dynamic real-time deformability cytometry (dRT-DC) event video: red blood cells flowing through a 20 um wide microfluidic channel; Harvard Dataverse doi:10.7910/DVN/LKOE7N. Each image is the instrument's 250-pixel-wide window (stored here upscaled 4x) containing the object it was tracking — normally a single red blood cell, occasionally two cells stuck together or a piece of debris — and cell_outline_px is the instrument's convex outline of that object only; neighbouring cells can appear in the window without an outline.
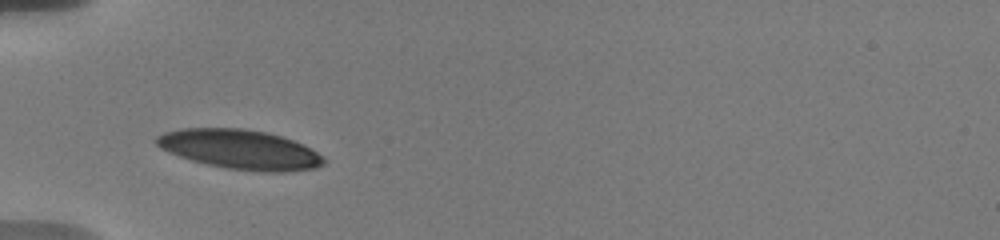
{"species": "human", "species_latin": "Homo sapiens", "temperature_condition": "warm", "stored_images_in_passage": 25, "camera_frame_rate_fps": 3000, "um_per_image_px": 0.085, "donor": {"sex": "male"}, "frame": {"image": 1, "passage_image": 1, "time_ms": 0.0, "image_size_px": [1000, 240], "cell_outline_px": [[324, 164], [316, 168], [288, 172], [260, 172], [228, 168], [208, 164], [192, 160], [168, 152], [160, 148], [152, 140], [156, 136], [164, 132], [180, 128], [244, 128], [268, 132], [292, 140], [324, 156]], "centroid_in_image_um": [20.37, 12.7], "position_along_channel_um": 64.6, "area_um2": 38.55}}
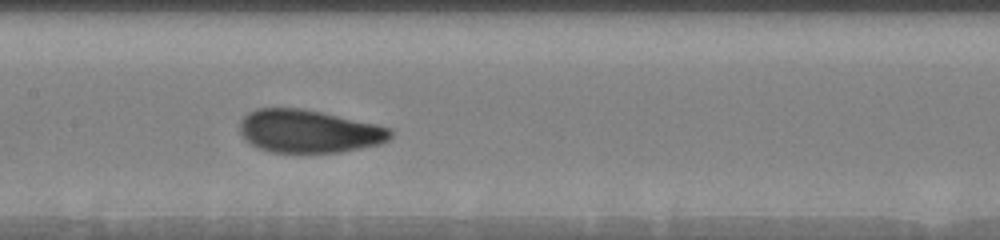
{"frame": {"image": 2, "passage_image": 16, "time_ms": 3.333, "image_size_px": [1000, 240], "cell_outline_px": [[396, 132], [388, 140], [380, 144], [340, 152], [272, 152], [260, 148], [244, 140], [240, 132], [240, 120], [248, 112], [256, 108], [300, 108], [320, 112], [376, 124], [392, 128]], "centroid_in_image_um": [26.26, 11.15], "position_along_channel_um": 181.1, "area_um2": 37.74}}
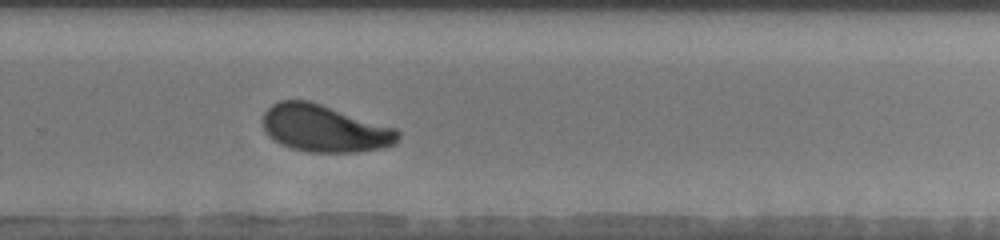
{"frame": {"image": 3, "passage_image": 25, "time_ms": 6.667, "image_size_px": [1000, 240], "cell_outline_px": [[400, 136], [396, 144], [384, 148], [356, 152], [308, 152], [288, 148], [272, 140], [264, 132], [260, 120], [264, 112], [272, 104], [280, 100], [308, 100], [396, 128], [400, 132]], "centroid_in_image_um": [27.54, 10.93], "position_along_channel_um": 302.3, "area_um2": 37.63}}